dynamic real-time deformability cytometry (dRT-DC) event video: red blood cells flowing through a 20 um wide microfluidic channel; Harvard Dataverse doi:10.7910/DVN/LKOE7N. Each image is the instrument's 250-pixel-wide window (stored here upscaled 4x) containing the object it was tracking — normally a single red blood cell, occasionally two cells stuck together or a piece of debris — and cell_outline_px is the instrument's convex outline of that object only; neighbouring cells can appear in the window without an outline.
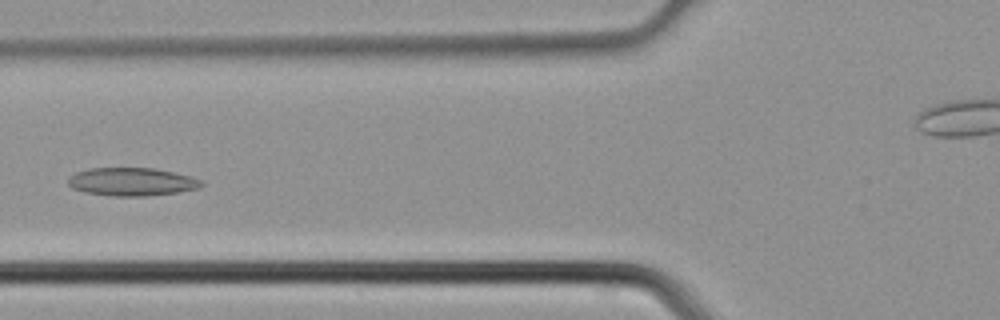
{"species": "common noctule bat (a hibernating species)", "species_latin": "Nyctalus noctula", "temperature_condition": "cold", "stored_images_in_passage": 5, "camera_frame_rate_fps": 3000, "um_per_image_px": 0.085, "animal": {"sex": "male", "body_mass_g": 21.5, "forearm_length_mm": 52.0}, "frame": {"image": 1, "passage_image": 5, "time_ms": 1.333, "image_size_px": [1000, 320], "cell_outline_px": [[204, 184], [200, 188], [176, 192], [144, 196], [108, 196], [84, 192], [72, 188], [68, 184], [68, 176], [76, 172], [88, 168], [156, 168], [192, 176], [204, 180]], "centroid_in_image_um": [11.21, 15.44], "position_along_channel_um": 114.6, "area_um2": 22.14}}